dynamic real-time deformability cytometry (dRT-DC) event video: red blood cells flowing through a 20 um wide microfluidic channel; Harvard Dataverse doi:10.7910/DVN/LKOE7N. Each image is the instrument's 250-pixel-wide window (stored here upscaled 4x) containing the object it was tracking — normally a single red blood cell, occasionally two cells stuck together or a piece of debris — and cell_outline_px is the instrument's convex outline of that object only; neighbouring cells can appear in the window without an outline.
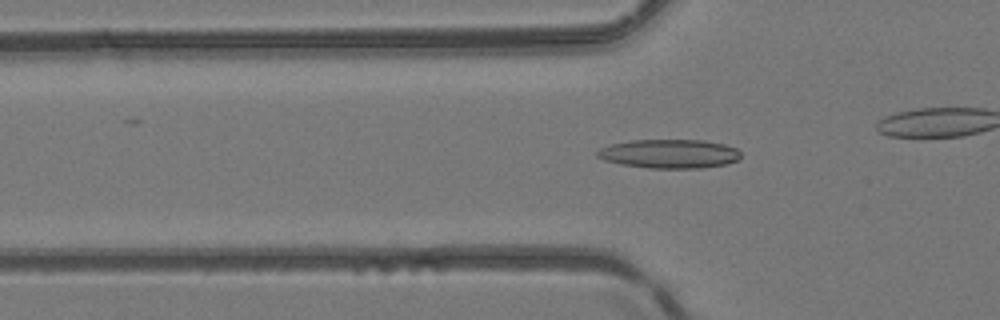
{"species": "common noctule bat (a hibernating species)", "species_latin": "Nyctalus noctula", "temperature_condition": "room temperature", "stored_images_in_passage": 35, "camera_frame_rate_fps": 3000, "um_per_image_px": 0.085, "animal": {"sex": "female", "body_mass_g": 24.6, "forearm_length_mm": 56.2}, "frame": {"image": 1, "passage_image": 12, "time_ms": 3.667, "image_size_px": [1000, 320], "cell_outline_px": [[740, 156], [736, 160], [728, 164], [700, 168], [648, 168], [620, 164], [604, 160], [596, 156], [596, 152], [600, 148], [608, 144], [632, 140], [704, 140], [724, 144], [736, 148], [740, 152]], "centroid_in_image_um": [56.87, 13.07], "position_along_channel_um": 68.9, "area_um2": 24.33}}
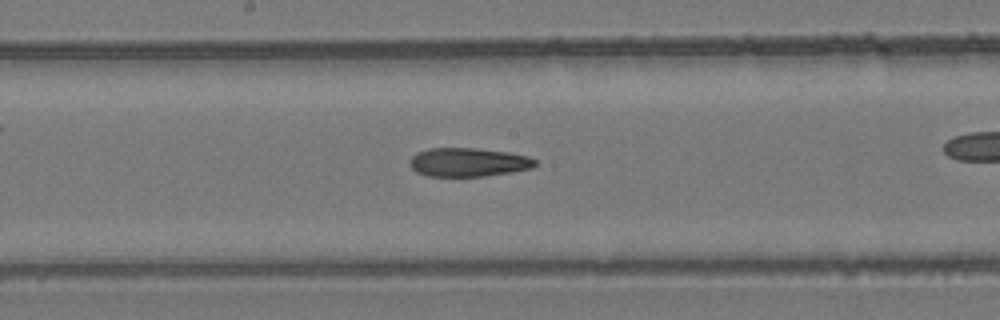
{"frame": {"image": 2, "passage_image": 22, "time_ms": 7.0, "image_size_px": [1000, 320], "cell_outline_px": [[536, 164], [532, 168], [484, 176], [428, 176], [416, 172], [408, 164], [408, 160], [416, 152], [428, 148], [476, 148], [508, 152], [528, 156], [536, 160]], "centroid_in_image_um": [39.75, 13.78], "position_along_channel_um": 208.5, "area_um2": 21.04}}
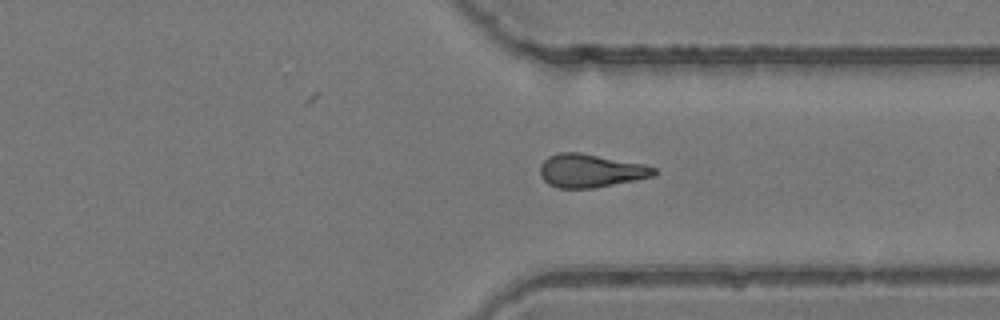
{"frame": {"image": 3, "passage_image": 33, "time_ms": 10.667, "image_size_px": [1000, 320], "cell_outline_px": [[656, 176], [636, 180], [592, 188], [556, 188], [548, 184], [540, 176], [540, 164], [548, 156], [560, 152], [580, 152], [644, 164], [656, 168]], "centroid_in_image_um": [50.19, 14.51], "position_along_channel_um": 361.2, "area_um2": 22.25}}